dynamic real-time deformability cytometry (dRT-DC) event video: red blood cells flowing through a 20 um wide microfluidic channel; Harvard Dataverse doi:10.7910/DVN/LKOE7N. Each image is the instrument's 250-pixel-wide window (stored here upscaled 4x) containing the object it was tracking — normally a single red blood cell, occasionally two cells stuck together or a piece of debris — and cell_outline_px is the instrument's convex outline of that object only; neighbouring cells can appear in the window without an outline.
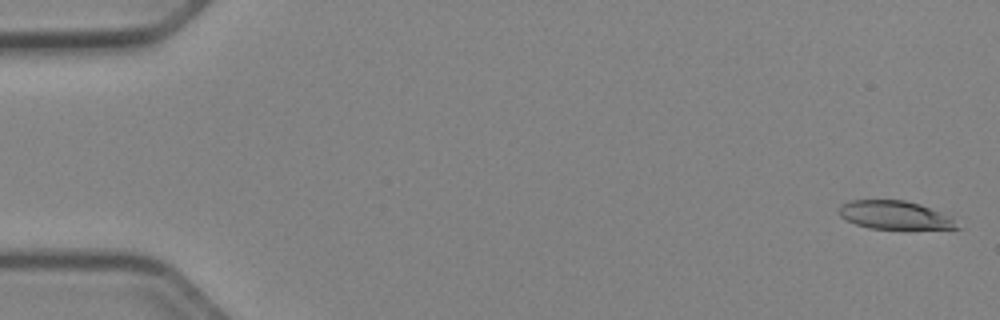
{"species": "Egyptian fruit bat (a non-hibernating species)", "species_latin": "Rousettus aegyptiacus", "temperature_condition": "cold", "stored_images_in_passage": 51, "camera_frame_rate_fps": 3000, "um_per_image_px": 0.085, "animal": {"sex": "female"}, "frame": {"image": 1, "passage_image": 1, "time_ms": 0.0, "image_size_px": [1000, 320], "cell_outline_px": [[964, 228], [868, 228], [856, 224], [840, 216], [840, 204], [848, 200], [904, 200], [920, 204], [952, 216]], "centroid_in_image_um": [76.09, 18.27], "position_along_channel_um": 8.9, "area_um2": 19.42}}
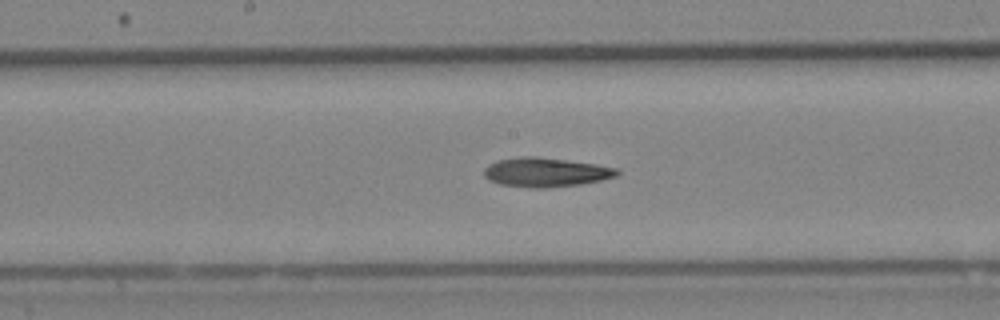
{"frame": {"image": 2, "passage_image": 27, "time_ms": 8.667, "image_size_px": [1000, 320], "cell_outline_px": [[620, 172], [616, 176], [600, 180], [580, 184], [548, 188], [532, 188], [500, 184], [488, 180], [484, 176], [484, 168], [488, 164], [496, 160], [520, 156], [536, 156], [596, 164], [616, 168]], "centroid_in_image_um": [46.34, 14.64], "position_along_channel_um": 201.9, "area_um2": 22.72}}
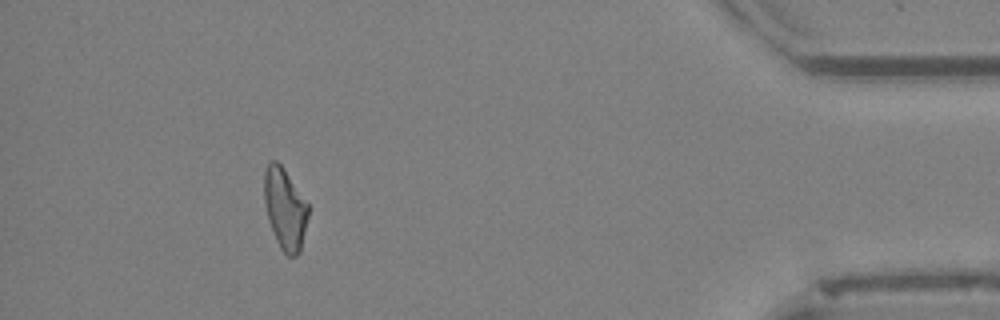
{"frame": {"image": 3, "passage_image": 47, "time_ms": 15.333, "image_size_px": [1000, 320], "cell_outline_px": [[308, 216], [300, 252], [296, 256], [288, 256], [280, 248], [276, 240], [268, 220], [264, 200], [264, 172], [268, 164], [272, 160], [276, 160], [280, 164], [308, 204]], "centroid_in_image_um": [24.21, 17.77], "position_along_channel_um": 411.0, "area_um2": 20.58}}